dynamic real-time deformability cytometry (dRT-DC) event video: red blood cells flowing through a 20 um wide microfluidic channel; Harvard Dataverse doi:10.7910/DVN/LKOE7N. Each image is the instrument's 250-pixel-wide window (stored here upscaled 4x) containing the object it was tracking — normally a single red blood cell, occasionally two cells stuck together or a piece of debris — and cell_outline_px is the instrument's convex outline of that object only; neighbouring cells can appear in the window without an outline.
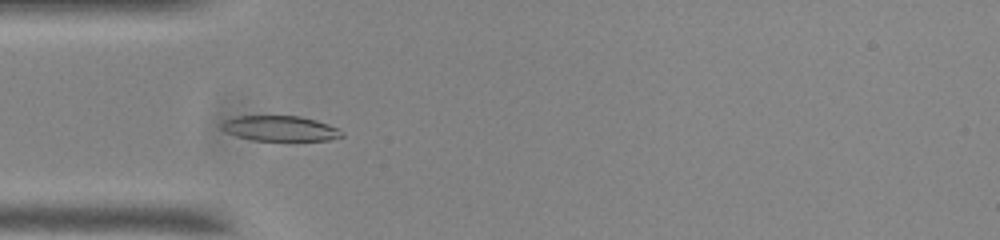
{"species": "common noctule bat (a hibernating species)", "species_latin": "Nyctalus noctula", "temperature_condition": "room temperature", "stored_images_in_passage": 53, "camera_frame_rate_fps": 3000, "um_per_image_px": 0.085, "animal": {"sex": "male", "body_mass_g": 20.0, "forearm_length_mm": 53.3}, "frame": {"image": 1, "passage_image": 15, "time_ms": 4.667, "image_size_px": [1000, 240], "cell_outline_px": [[344, 136], [328, 140], [252, 140], [236, 136], [220, 128], [220, 124], [224, 120], [236, 116], [300, 116], [316, 120], [328, 124], [344, 132]], "centroid_in_image_um": [23.79, 10.91], "position_along_channel_um": 61.2, "area_um2": 17.63}}
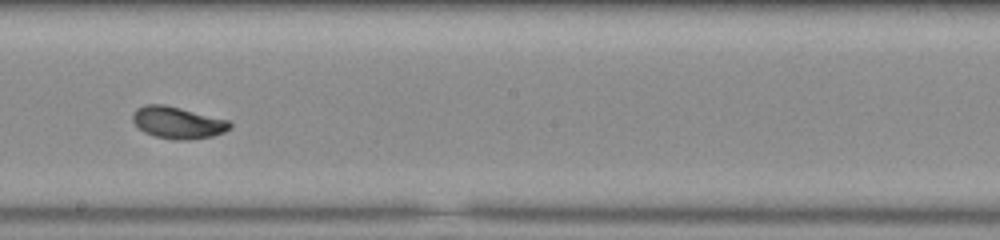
{"frame": {"image": 2, "passage_image": 29, "time_ms": 9.333, "image_size_px": [1000, 240], "cell_outline_px": [[232, 128], [224, 132], [212, 136], [184, 140], [176, 140], [156, 136], [144, 132], [132, 120], [132, 112], [136, 108], [144, 104], [164, 104], [228, 120], [232, 124]], "centroid_in_image_um": [15.09, 10.41], "position_along_channel_um": 233.1, "area_um2": 17.98}}
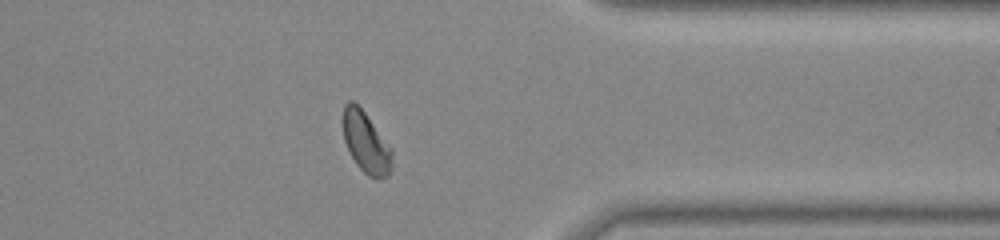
{"frame": {"image": 3, "passage_image": 42, "time_ms": 13.667, "image_size_px": [1000, 240], "cell_outline_px": [[396, 164], [388, 176], [376, 180], [368, 176], [356, 164], [344, 140], [340, 120], [344, 104], [348, 100], [352, 100], [364, 112], [392, 148]], "centroid_in_image_um": [31.13, 12.13], "position_along_channel_um": 380.3, "area_um2": 18.15}, "authors_computed_cell_mechanics": {"area_um2": 17.918, "velocity_mm_per_s": 3.6974, "shape_relaxation_time_tau1_ms": 2.8538, "shape_relaxation_time_tau2_ms": 2.0538, "deformation_change_tau1": 0.1472, "deformation_change_tau2": 0.0476}}